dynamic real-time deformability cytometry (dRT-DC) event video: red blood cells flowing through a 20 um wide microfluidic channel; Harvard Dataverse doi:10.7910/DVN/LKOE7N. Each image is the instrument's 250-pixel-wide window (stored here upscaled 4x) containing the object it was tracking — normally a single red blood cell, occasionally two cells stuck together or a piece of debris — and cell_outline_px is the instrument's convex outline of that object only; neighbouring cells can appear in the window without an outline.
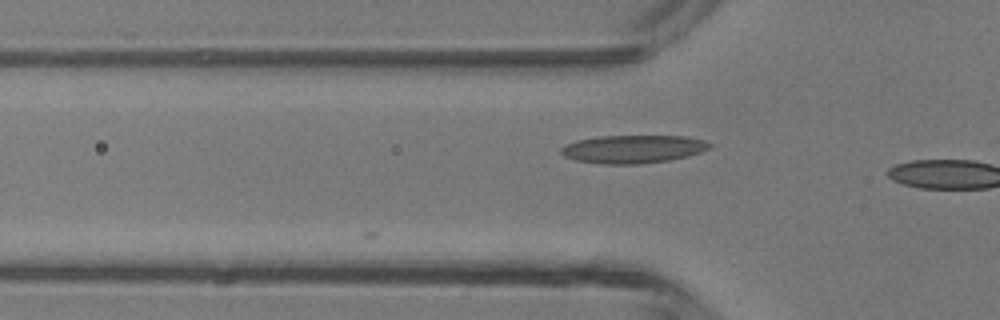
{"species": "common noctule bat (a hibernating species)", "species_latin": "Nyctalus noctula", "temperature_condition": "room temperature", "stored_images_in_passage": 8, "camera_frame_rate_fps": 3000, "um_per_image_px": 0.085, "animal": {"sex": "male", "body_mass_g": 13.3}, "frame": {"image": 1, "passage_image": 5, "time_ms": 1.333, "image_size_px": [1000, 320], "cell_outline_px": [[712, 148], [688, 156], [668, 160], [636, 164], [604, 164], [576, 160], [564, 156], [560, 152], [560, 148], [564, 144], [576, 140], [600, 136], [684, 136], [704, 140], [712, 144]], "centroid_in_image_um": [53.8, 12.66], "position_along_channel_um": 72.0, "area_um2": 24.33}}
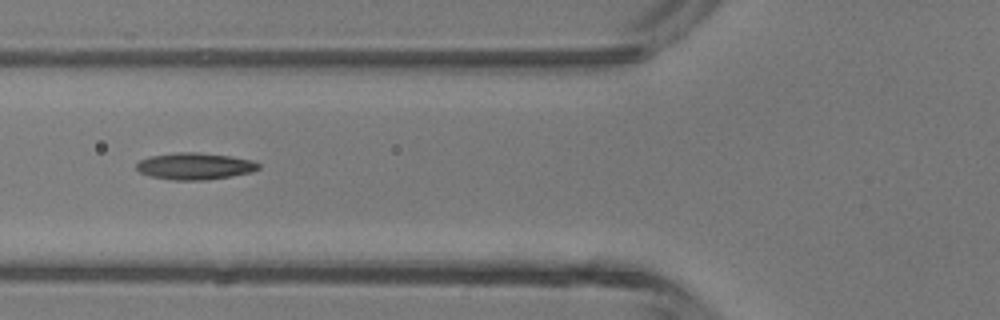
{"frame": {"image": 2, "passage_image": 7, "time_ms": 2.0, "image_size_px": [1000, 320], "cell_outline_px": [[260, 168], [252, 172], [232, 176], [204, 180], [172, 180], [152, 176], [140, 172], [136, 168], [136, 164], [140, 160], [152, 156], [180, 152], [196, 152], [228, 156], [252, 160], [260, 164]], "centroid_in_image_um": [16.58, 14.13], "position_along_channel_um": 109.2, "area_um2": 18.84}}
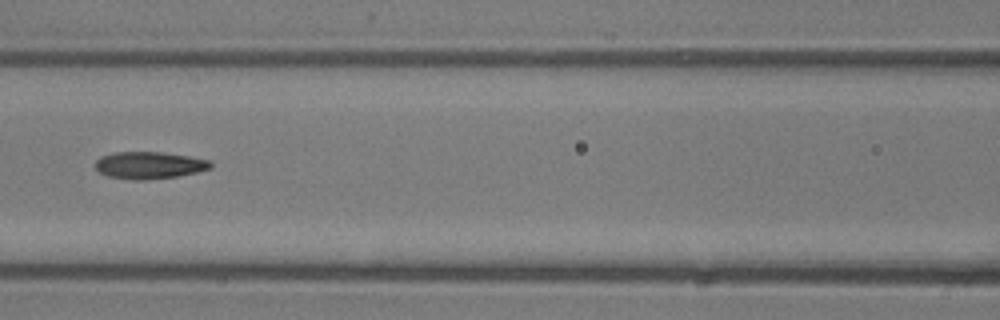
{"frame": {"image": 3, "passage_image": 8, "time_ms": 2.333, "image_size_px": [1000, 320], "cell_outline_px": [[212, 168], [196, 172], [176, 176], [144, 180], [132, 180], [108, 176], [100, 172], [96, 168], [96, 160], [100, 156], [112, 152], [160, 152], [188, 156], [212, 160]], "centroid_in_image_um": [12.69, 14.04], "position_along_channel_um": 153.9, "area_um2": 18.21}}